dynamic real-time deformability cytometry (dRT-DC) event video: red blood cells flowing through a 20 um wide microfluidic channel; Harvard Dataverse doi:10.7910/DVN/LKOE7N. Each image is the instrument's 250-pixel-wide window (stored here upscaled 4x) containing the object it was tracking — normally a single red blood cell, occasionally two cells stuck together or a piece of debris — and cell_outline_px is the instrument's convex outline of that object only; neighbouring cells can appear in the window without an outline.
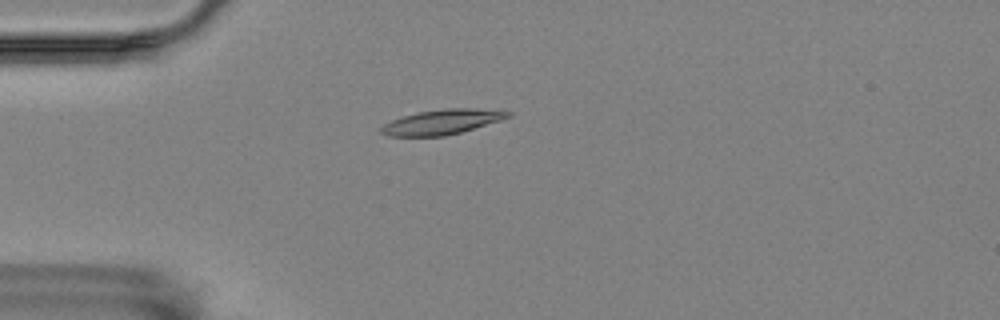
{"species": "Egyptian fruit bat (a non-hibernating species)", "species_latin": "Rousettus aegyptiacus", "temperature_condition": "room temperature", "stored_images_in_passage": 57, "camera_frame_rate_fps": 3000, "um_per_image_px": 0.085, "animal": {"sex": "female"}, "frame": {"image": 1, "passage_image": 15, "time_ms": 4.667, "image_size_px": [1000, 320], "cell_outline_px": [[512, 116], [500, 120], [460, 132], [444, 136], [388, 136], [380, 132], [380, 128], [384, 124], [392, 120], [416, 112], [448, 108], [476, 108], [512, 112]], "centroid_in_image_um": [37.55, 10.36], "position_along_channel_um": 47.4, "area_um2": 18.21}}
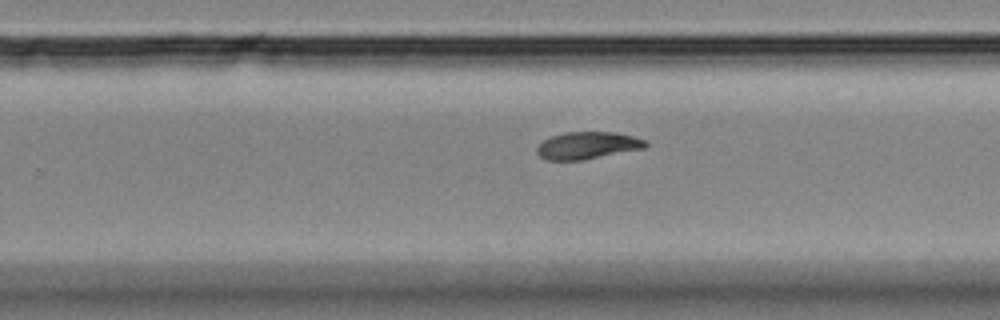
{"frame": {"image": 2, "passage_image": 36, "time_ms": 11.667, "image_size_px": [1000, 320], "cell_outline_px": [[648, 144], [644, 148], [584, 160], [544, 160], [536, 152], [536, 148], [544, 140], [552, 136], [564, 132], [616, 132], [632, 136], [644, 140]], "centroid_in_image_um": [49.91, 12.37], "position_along_channel_um": 279.9, "area_um2": 17.17}}
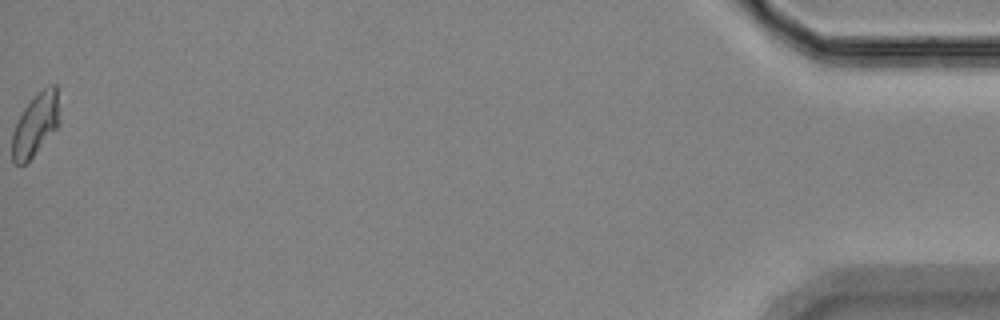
{"frame": {"image": 3, "passage_image": 57, "time_ms": 18.667, "image_size_px": [1000, 320], "cell_outline_px": [[60, 124], [32, 156], [24, 164], [16, 164], [12, 160], [12, 136], [16, 124], [24, 108], [48, 84], [56, 84], [60, 120]], "centroid_in_image_um": [3.04, 10.59], "position_along_channel_um": 432.2, "area_um2": 16.82}, "authors_computed_cell_mechanics": {"area_um2": 17.34, "velocity_mm_per_s": 3.5324, "shape_relaxation_time_tau1_ms": null, "shape_relaxation_time_tau2_ms": 4.5652, "deformation_change_tau1": null, "deformation_change_tau2": 0.0847}}